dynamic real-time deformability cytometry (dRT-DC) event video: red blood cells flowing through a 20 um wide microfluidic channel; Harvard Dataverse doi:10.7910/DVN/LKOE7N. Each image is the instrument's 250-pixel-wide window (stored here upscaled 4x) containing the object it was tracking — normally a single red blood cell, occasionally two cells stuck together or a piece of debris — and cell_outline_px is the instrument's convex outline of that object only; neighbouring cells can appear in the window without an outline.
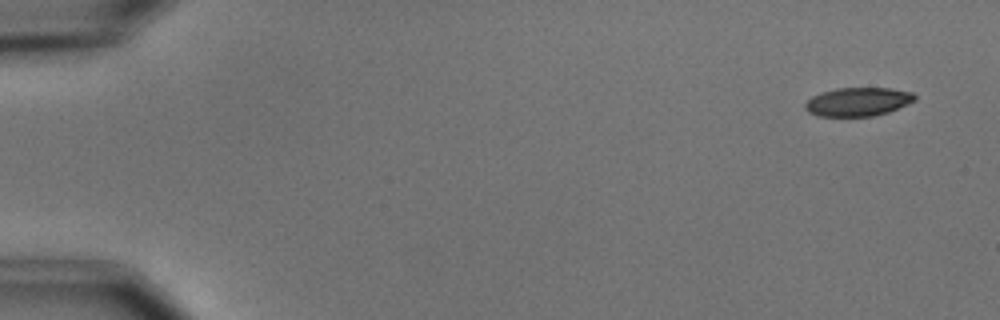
{"species": "common noctule bat (a hibernating species)", "species_latin": "Nyctalus noctula", "temperature_condition": "cold", "stored_images_in_passage": 5, "camera_frame_rate_fps": 3000, "um_per_image_px": 0.085, "animal": {"sex": "male", "body_mass_g": 15.6}, "frame": {"image": 1, "passage_image": 1, "time_ms": 0.0, "image_size_px": [1000, 320], "cell_outline_px": [[916, 100], [888, 112], [872, 116], [820, 116], [808, 112], [804, 108], [804, 104], [812, 96], [836, 88], [892, 88], [912, 92], [916, 96]], "centroid_in_image_um": [72.93, 8.65], "position_along_channel_um": 12.1, "area_um2": 18.21}}
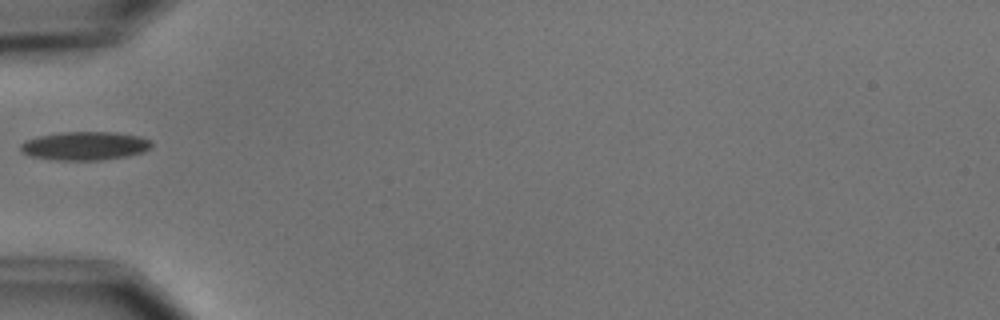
{"frame": {"image": 2, "passage_image": 5, "time_ms": 5.333, "image_size_px": [1000, 320], "cell_outline_px": [[152, 144], [144, 152], [124, 156], [100, 160], [56, 160], [32, 156], [24, 152], [20, 148], [20, 144], [24, 140], [40, 136], [60, 132], [112, 132], [140, 136], [152, 140]], "centroid_in_image_um": [7.22, 12.39], "position_along_channel_um": 77.8, "area_um2": 21.62}}